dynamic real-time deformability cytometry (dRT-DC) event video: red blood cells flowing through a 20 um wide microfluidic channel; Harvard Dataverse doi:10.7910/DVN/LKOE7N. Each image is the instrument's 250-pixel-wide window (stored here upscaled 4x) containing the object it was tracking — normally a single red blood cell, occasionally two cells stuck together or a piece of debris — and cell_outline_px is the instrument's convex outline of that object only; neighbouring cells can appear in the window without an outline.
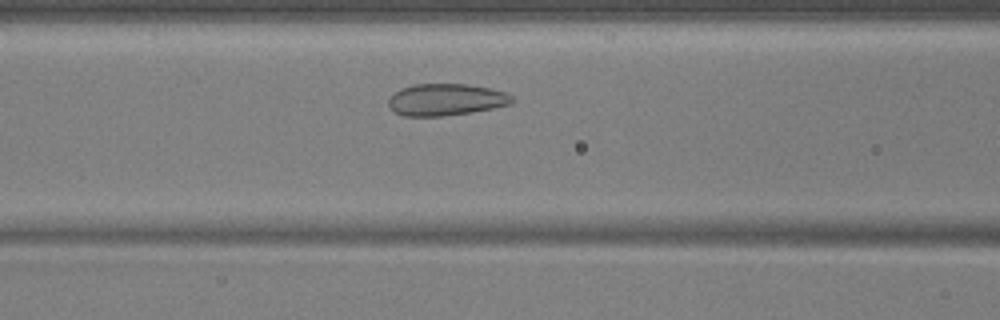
{"species": "common noctule bat (a hibernating species)", "species_latin": "Nyctalus noctula", "temperature_condition": "warm", "stored_images_in_passage": 35, "camera_frame_rate_fps": 3000, "um_per_image_px": 0.085, "animal": {"sex": "male", "body_mass_g": 17.9, "forearm_length_mm": 54.2}, "frame": {"image": 1, "passage_image": 12, "time_ms": 3.667, "image_size_px": [1000, 320], "cell_outline_px": [[516, 100], [512, 104], [472, 112], [444, 116], [404, 116], [396, 112], [388, 104], [388, 100], [400, 88], [412, 84], [468, 84], [488, 88], [504, 92], [512, 96]], "centroid_in_image_um": [37.93, 8.47], "position_along_channel_um": 128.7, "area_um2": 22.89}}
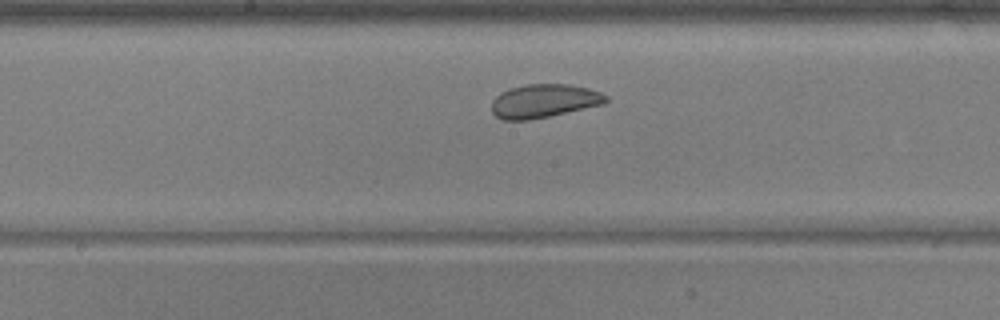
{"frame": {"image": 2, "passage_image": 18, "time_ms": 5.667, "image_size_px": [1000, 320], "cell_outline_px": [[608, 100], [604, 104], [548, 116], [528, 120], [504, 120], [496, 116], [492, 112], [492, 100], [500, 92], [512, 88], [528, 84], [568, 84], [588, 88], [600, 92], [608, 96]], "centroid_in_image_um": [46.24, 8.58], "position_along_channel_um": 202.0, "area_um2": 22.2}}
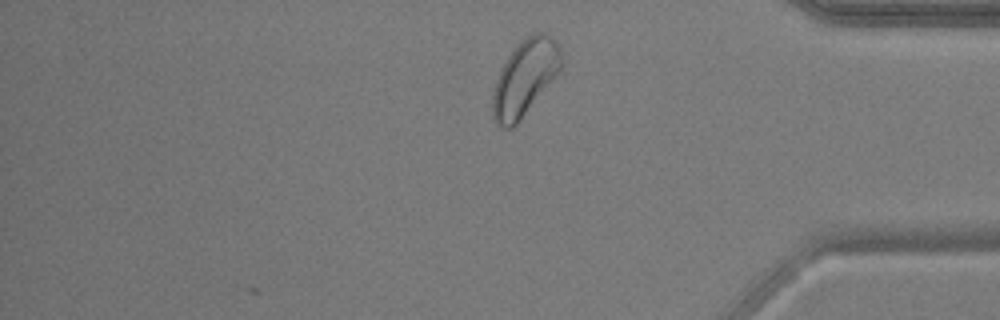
{"frame": {"image": 3, "passage_image": 35, "time_ms": 11.333, "image_size_px": [1000, 320], "cell_outline_px": [[564, 60], [560, 72], [516, 124], [512, 128], [500, 128], [496, 124], [492, 116], [492, 92], [500, 68], [508, 56], [520, 40], [532, 32], [544, 32], [552, 36], [556, 40], [564, 56]], "centroid_in_image_um": [44.63, 6.57], "position_along_channel_um": 390.6, "area_um2": 30.81}, "authors_computed_cell_mechanics": {"area_um2": 22.7732, "velocity_mm_per_s": 3.6659, "shape_relaxation_time_tau1_ms": 8.9701, "shape_relaxation_time_tau2_ms": 1.2567, "deformation_change_tau1": 0.1371, "deformation_change_tau2": 0.0514}}